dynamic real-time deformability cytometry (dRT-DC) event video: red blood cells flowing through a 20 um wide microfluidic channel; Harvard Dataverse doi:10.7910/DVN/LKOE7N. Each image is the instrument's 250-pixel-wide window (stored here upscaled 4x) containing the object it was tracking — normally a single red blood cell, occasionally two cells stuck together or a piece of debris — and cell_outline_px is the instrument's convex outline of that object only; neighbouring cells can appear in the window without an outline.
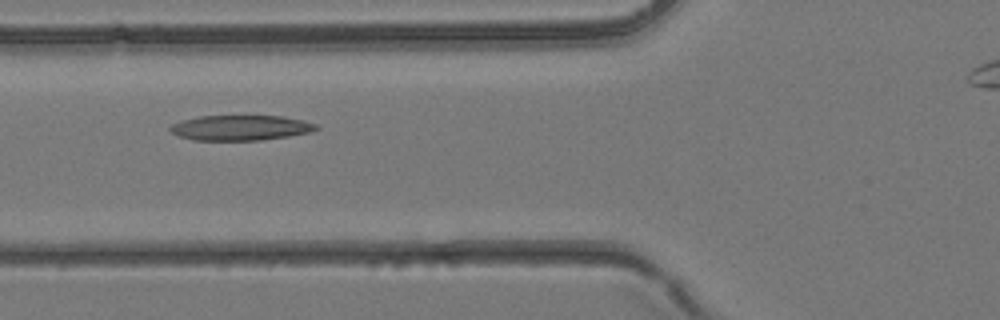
{"species": "common noctule bat (a hibernating species)", "species_latin": "Nyctalus noctula", "temperature_condition": "room temperature", "stored_images_in_passage": 31, "camera_frame_rate_fps": 3000, "um_per_image_px": 0.085, "animal": {"sex": "female", "body_mass_g": 24.6, "forearm_length_mm": 56.2}, "frame": {"image": 1, "passage_image": 10, "time_ms": 3.0, "image_size_px": [1000, 320], "cell_outline_px": [[320, 128], [308, 132], [288, 136], [260, 140], [192, 140], [180, 136], [172, 132], [168, 128], [172, 124], [180, 120], [200, 116], [280, 116], [304, 120], [316, 124]], "centroid_in_image_um": [20.42, 10.85], "position_along_channel_um": 105.4, "area_um2": 21.33}}
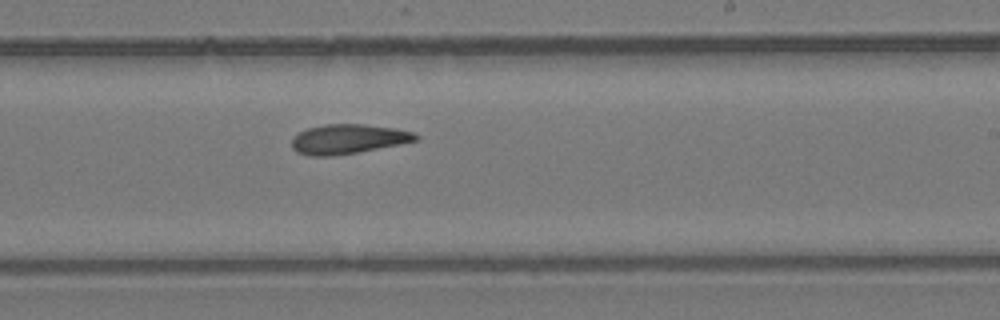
{"frame": {"image": 2, "passage_image": 19, "time_ms": 6.0, "image_size_px": [1000, 320], "cell_outline_px": [[420, 140], [400, 144], [356, 152], [332, 156], [308, 156], [296, 152], [292, 148], [292, 140], [300, 132], [308, 128], [324, 124], [364, 124], [396, 128], [412, 132], [420, 136]], "centroid_in_image_um": [29.6, 11.82], "position_along_channel_um": 259.4, "area_um2": 21.33}}
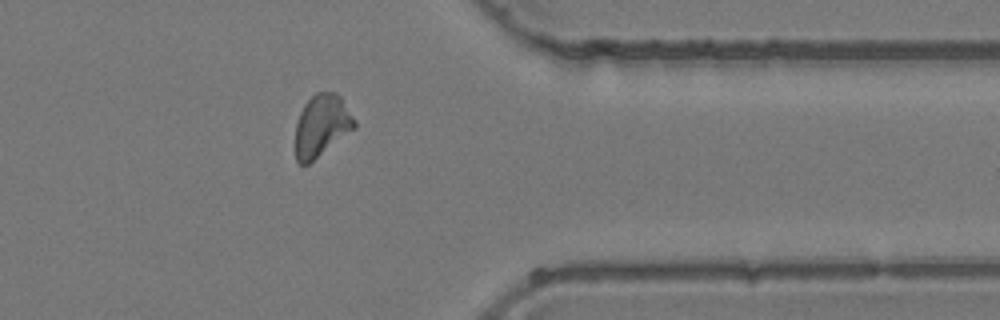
{"frame": {"image": 3, "passage_image": 27, "time_ms": 8.667, "image_size_px": [1000, 320], "cell_outline_px": [[356, 128], [308, 164], [300, 164], [296, 160], [296, 124], [300, 112], [304, 104], [316, 92], [336, 92], [340, 96], [356, 120]], "centroid_in_image_um": [27.35, 10.66], "position_along_channel_um": 384.0, "area_um2": 21.27}}